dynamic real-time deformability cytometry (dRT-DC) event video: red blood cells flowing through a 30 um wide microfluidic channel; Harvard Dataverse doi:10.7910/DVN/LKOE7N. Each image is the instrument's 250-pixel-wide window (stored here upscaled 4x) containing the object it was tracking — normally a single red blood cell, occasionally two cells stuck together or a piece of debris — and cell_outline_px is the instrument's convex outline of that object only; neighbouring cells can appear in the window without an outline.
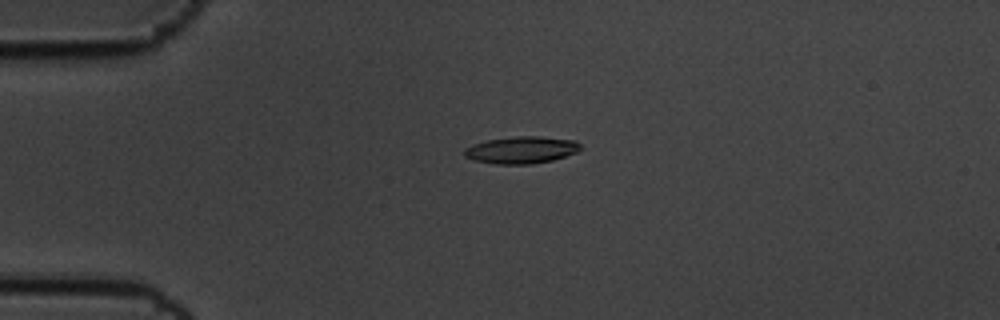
{"species": "common noctule bat (a hibernating species)", "species_latin": "Nyctalus noctula", "temperature_condition": "cold", "stored_images_in_passage": 5, "camera_frame_rate_fps": 3000, "um_per_image_px": 0.085, "animal": {"sex": "male", "body_mass_g": 19.5, "forearm_length_mm": 54.6}, "frame": {"image": 1, "passage_image": 4, "time_ms": 1.0, "image_size_px": [1000, 320], "cell_outline_px": [[580, 148], [576, 152], [552, 160], [532, 164], [496, 164], [476, 160], [464, 156], [464, 148], [472, 144], [488, 140], [516, 136], [540, 136], [576, 140], [580, 144]], "centroid_in_image_um": [44.31, 12.74], "position_along_channel_um": 40.7, "area_um2": 18.21}}